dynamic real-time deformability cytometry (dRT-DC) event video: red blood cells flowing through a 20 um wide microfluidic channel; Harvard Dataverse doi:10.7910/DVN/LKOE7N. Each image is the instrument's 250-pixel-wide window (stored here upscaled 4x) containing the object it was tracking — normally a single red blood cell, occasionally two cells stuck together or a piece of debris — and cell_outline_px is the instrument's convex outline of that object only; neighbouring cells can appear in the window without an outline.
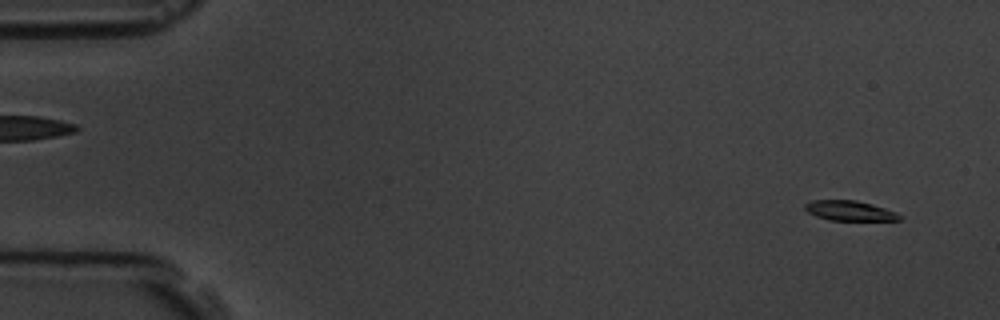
{"species": "common noctule bat (a hibernating species)", "species_latin": "Nyctalus noctula", "temperature_condition": "room temperature", "stored_images_in_passage": 3, "segment_of_instrument_passage": [2, 2], "camera_frame_rate_fps": 3000, "um_per_image_px": 0.085, "animal": {"sex": "male", "body_mass_g": 19.5, "forearm_length_mm": 54.6}, "frame": {"image": 1, "passage_image": 3, "time_ms": 2.333, "image_size_px": [1000, 320], "cell_outline_px": [[904, 216], [900, 220], [828, 220], [816, 216], [808, 212], [804, 208], [804, 204], [812, 200], [856, 200], [872, 204], [896, 212]], "centroid_in_image_um": [72.22, 17.91], "position_along_channel_um": 12.8, "area_um2": 11.04}}